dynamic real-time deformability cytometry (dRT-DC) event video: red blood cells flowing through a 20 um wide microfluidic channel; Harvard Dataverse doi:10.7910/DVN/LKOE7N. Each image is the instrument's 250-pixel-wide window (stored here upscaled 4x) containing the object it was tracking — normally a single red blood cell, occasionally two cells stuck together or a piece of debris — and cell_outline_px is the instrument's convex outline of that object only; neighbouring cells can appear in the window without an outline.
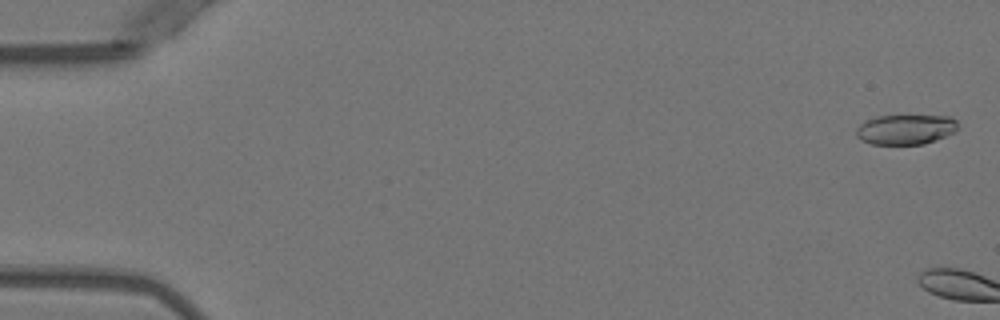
{"species": "Egyptian fruit bat (a non-hibernating species)", "species_latin": "Rousettus aegyptiacus", "temperature_condition": "warm", "stored_images_in_passage": 4, "camera_frame_rate_fps": 3000, "um_per_image_px": 0.085, "animal": {"sex": "female"}, "frame": {"image": 1, "passage_image": 2, "time_ms": 0.333, "image_size_px": [1000, 320], "cell_outline_px": [[956, 132], [924, 144], [872, 144], [860, 140], [856, 136], [856, 128], [864, 120], [876, 116], [948, 116], [956, 120]], "centroid_in_image_um": [76.93, 11.0], "position_along_channel_um": 8.1, "area_um2": 17.74}}